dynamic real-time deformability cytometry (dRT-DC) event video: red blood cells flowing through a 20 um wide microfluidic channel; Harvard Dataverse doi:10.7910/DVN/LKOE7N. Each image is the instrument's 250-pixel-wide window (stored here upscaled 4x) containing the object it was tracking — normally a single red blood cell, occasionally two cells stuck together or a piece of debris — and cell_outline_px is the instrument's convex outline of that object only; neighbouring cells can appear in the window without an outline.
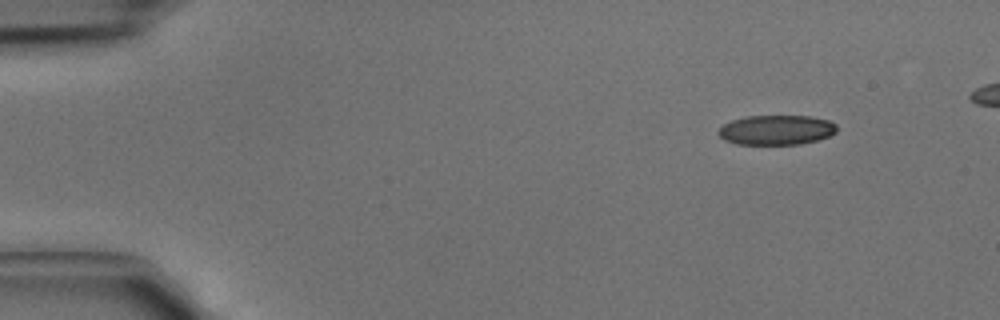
{"species": "common noctule bat (a hibernating species)", "species_latin": "Nyctalus noctula", "temperature_condition": "cold", "stored_images_in_passage": 4, "camera_frame_rate_fps": 3000, "um_per_image_px": 0.085, "animal": {"sex": "male", "body_mass_g": 15.6}, "frame": {"image": 1, "passage_image": 1, "time_ms": 0.0, "image_size_px": [1000, 320], "cell_outline_px": [[836, 132], [828, 136], [816, 140], [800, 144], [736, 144], [724, 140], [716, 132], [724, 124], [732, 120], [744, 116], [808, 116], [828, 120], [836, 124]], "centroid_in_image_um": [65.96, 11.04], "position_along_channel_um": 19.0, "area_um2": 20.46}}